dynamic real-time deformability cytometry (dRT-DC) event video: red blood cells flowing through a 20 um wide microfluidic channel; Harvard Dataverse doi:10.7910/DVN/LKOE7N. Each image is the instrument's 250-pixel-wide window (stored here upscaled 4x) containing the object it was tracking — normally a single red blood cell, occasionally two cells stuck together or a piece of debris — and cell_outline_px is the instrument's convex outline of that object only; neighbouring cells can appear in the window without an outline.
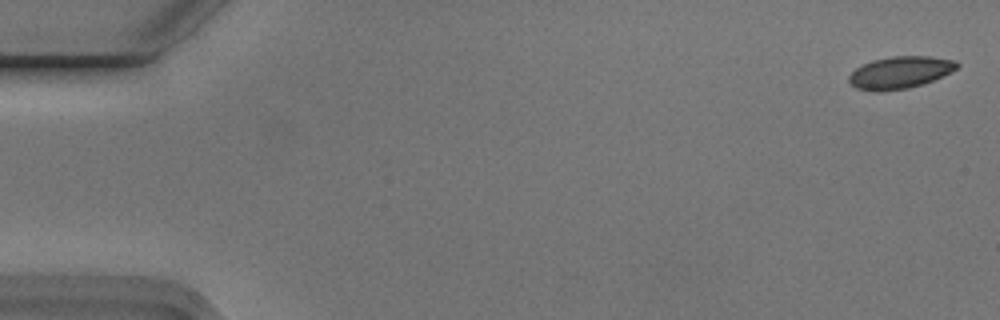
{"species": "Egyptian fruit bat (a non-hibernating species)", "species_latin": "Rousettus aegyptiacus", "temperature_condition": "cold", "stored_images_in_passage": 5, "camera_frame_rate_fps": 3000, "um_per_image_px": 0.085, "animal": {"sex": "male"}, "frame": {"image": 1, "passage_image": 1, "time_ms": 0.0, "image_size_px": [1000, 320], "cell_outline_px": [[960, 64], [952, 72], [932, 80], [908, 88], [884, 92], [876, 92], [856, 88], [848, 80], [848, 76], [856, 68], [872, 60], [892, 56], [932, 56], [956, 60]], "centroid_in_image_um": [76.5, 6.16], "position_along_channel_um": 8.5, "area_um2": 20.29}}